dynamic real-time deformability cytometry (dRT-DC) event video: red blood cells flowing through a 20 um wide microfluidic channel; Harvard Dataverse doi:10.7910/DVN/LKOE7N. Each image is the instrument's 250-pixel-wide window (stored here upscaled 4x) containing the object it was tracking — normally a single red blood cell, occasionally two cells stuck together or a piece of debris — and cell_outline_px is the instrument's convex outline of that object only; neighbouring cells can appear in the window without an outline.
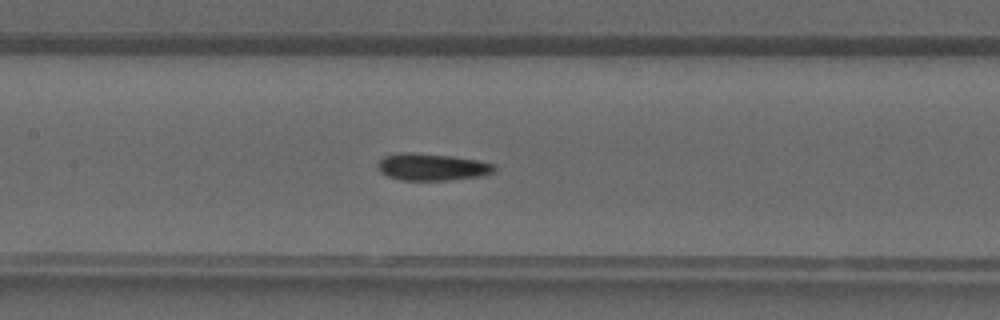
{"species": "common noctule bat (a hibernating species)", "species_latin": "Nyctalus noctula", "temperature_condition": "warm", "stored_images_in_passage": 29, "camera_frame_rate_fps": 3000, "um_per_image_px": 0.085, "animal": {"sex": "male", "forearm_length_mm": 52.5}, "frame": {"image": 1, "passage_image": 10, "time_ms": 3.0, "image_size_px": [1000, 320], "cell_outline_px": [[496, 172], [484, 176], [448, 180], [400, 180], [388, 176], [380, 172], [380, 160], [384, 156], [400, 152], [408, 152], [452, 156], [476, 160], [496, 164]], "centroid_in_image_um": [36.79, 14.2], "position_along_channel_um": 170.6, "area_um2": 18.38}}
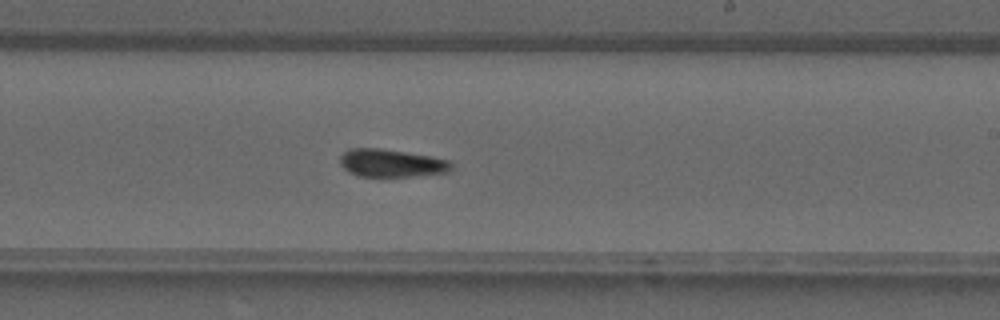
{"frame": {"image": 2, "passage_image": 15, "time_ms": 4.667, "image_size_px": [1000, 320], "cell_outline_px": [[452, 168], [448, 172], [408, 176], [356, 176], [348, 172], [340, 164], [340, 156], [344, 152], [352, 148], [380, 148], [428, 156], [448, 160], [452, 164]], "centroid_in_image_um": [33.22, 13.86], "position_along_channel_um": 255.8, "area_um2": 17.8}}
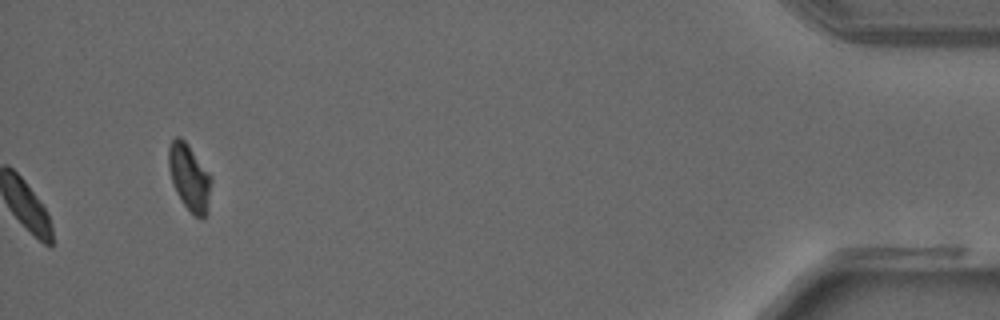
{"frame": {"image": 3, "passage_image": 29, "time_ms": 9.333, "image_size_px": [1000, 320], "cell_outline_px": [[212, 180], [208, 212], [204, 220], [200, 220], [184, 204], [176, 192], [172, 180], [168, 164], [168, 148], [172, 140], [176, 136], [180, 136], [188, 144], [212, 176]], "centroid_in_image_um": [16.13, 15.09], "position_along_channel_um": 419.1, "area_um2": 16.65}}